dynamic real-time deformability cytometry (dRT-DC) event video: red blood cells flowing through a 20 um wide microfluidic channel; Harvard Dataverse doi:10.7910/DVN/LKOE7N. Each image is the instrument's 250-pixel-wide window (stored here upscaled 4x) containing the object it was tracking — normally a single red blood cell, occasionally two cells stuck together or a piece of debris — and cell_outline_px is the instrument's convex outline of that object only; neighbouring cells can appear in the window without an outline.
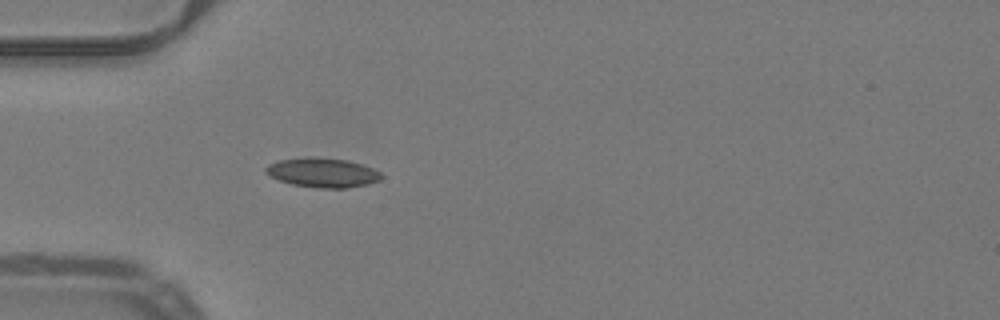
{"species": "common noctule bat (a hibernating species)", "species_latin": "Nyctalus noctula", "temperature_condition": "warm", "stored_images_in_passage": 37, "camera_frame_rate_fps": 3000, "um_per_image_px": 0.085, "animal": {"sex": "male", "body_mass_g": 19.2, "forearm_length_mm": 51.8}, "frame": {"image": 1, "passage_image": 1, "time_ms": 0.0, "image_size_px": [1000, 320], "cell_outline_px": [[384, 176], [380, 180], [368, 184], [344, 188], [316, 188], [292, 184], [268, 176], [264, 172], [264, 168], [268, 164], [280, 160], [348, 160], [372, 168], [380, 172]], "centroid_in_image_um": [27.44, 14.73], "position_along_channel_um": 57.6, "area_um2": 18.96}}
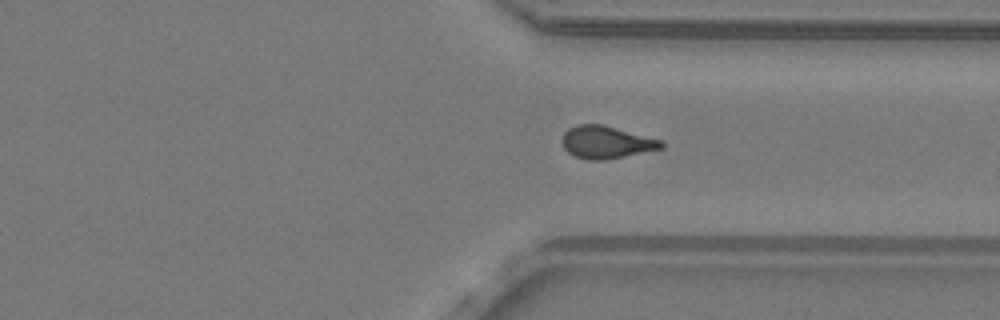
{"frame": {"image": 2, "passage_image": 24, "time_ms": 7.667, "image_size_px": [1000, 320], "cell_outline_px": [[664, 148], [604, 160], [588, 160], [576, 156], [568, 152], [564, 148], [560, 140], [564, 132], [568, 128], [576, 124], [600, 124], [664, 140]], "centroid_in_image_um": [51.52, 12.08], "position_along_channel_um": 359.9, "area_um2": 18.84}}
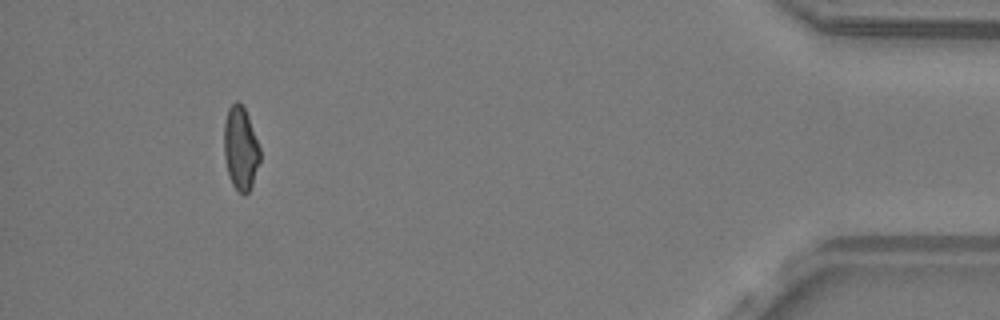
{"frame": {"image": 3, "passage_image": 33, "time_ms": 10.667, "image_size_px": [1000, 320], "cell_outline_px": [[260, 160], [252, 184], [248, 192], [244, 196], [236, 192], [228, 176], [224, 156], [224, 124], [228, 108], [236, 100], [244, 108], [248, 116], [260, 148]], "centroid_in_image_um": [20.44, 12.65], "position_along_channel_um": 414.8, "area_um2": 17.57}, "authors_computed_cell_mechanics": {"area_um2": 18.2648, "velocity_mm_per_s": 4.0029, "shape_relaxation_time_tau1_ms": null, "shape_relaxation_time_tau2_ms": 2.4291, "deformation_change_tau1": null, "deformation_change_tau2": 0.0784}}